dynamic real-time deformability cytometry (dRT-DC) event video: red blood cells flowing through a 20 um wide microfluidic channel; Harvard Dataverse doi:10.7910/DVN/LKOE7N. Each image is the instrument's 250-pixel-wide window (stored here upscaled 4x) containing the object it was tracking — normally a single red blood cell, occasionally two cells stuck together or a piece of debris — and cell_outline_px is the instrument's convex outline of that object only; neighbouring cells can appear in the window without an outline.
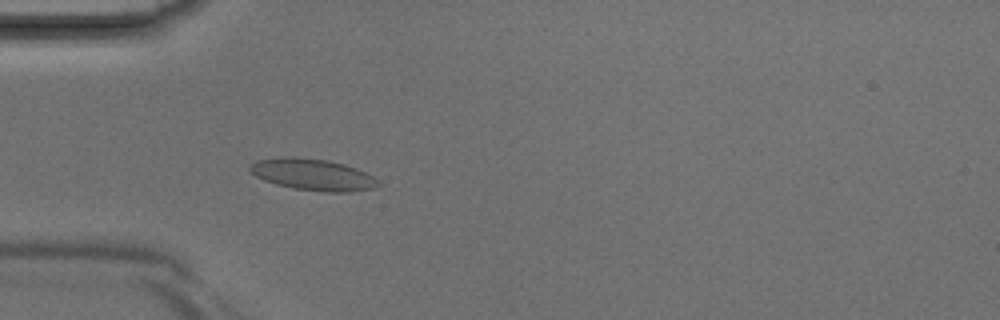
{"species": "Egyptian fruit bat (a non-hibernating species)", "species_latin": "Rousettus aegyptiacus", "temperature_condition": "room temperature", "stored_images_in_passage": 3, "camera_frame_rate_fps": 3000, "um_per_image_px": 0.085, "animal": {"sex": "male"}, "frame": {"image": 1, "passage_image": 3, "time_ms": 0.667, "image_size_px": [1000, 320], "cell_outline_px": [[380, 184], [376, 188], [348, 192], [324, 192], [296, 188], [276, 184], [264, 180], [256, 176], [248, 168], [256, 160], [280, 156], [296, 156], [328, 160], [344, 164], [356, 168], [380, 180]], "centroid_in_image_um": [26.6, 14.83], "position_along_channel_um": 58.4, "area_um2": 23.7}}